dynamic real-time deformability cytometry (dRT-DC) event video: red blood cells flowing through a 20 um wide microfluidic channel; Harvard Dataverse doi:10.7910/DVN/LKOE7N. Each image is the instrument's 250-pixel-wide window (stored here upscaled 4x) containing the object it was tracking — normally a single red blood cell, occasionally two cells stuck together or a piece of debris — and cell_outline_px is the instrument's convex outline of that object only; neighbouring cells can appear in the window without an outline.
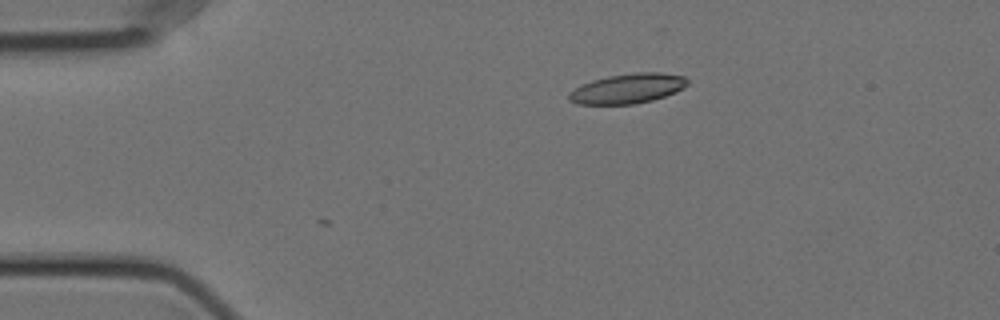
{"species": "Egyptian fruit bat (a non-hibernating species)", "species_latin": "Rousettus aegyptiacus", "temperature_condition": "cold", "stored_images_in_passage": 2, "camera_frame_rate_fps": 3000, "um_per_image_px": 0.085, "animal": {"sex": "female"}, "frame": {"image": 1, "passage_image": 2, "time_ms": 0.333, "image_size_px": [1000, 320], "cell_outline_px": [[688, 84], [684, 88], [676, 92], [652, 100], [636, 104], [576, 104], [568, 100], [568, 92], [592, 80], [608, 76], [636, 72], [660, 72], [684, 76], [688, 80]], "centroid_in_image_um": [53.36, 7.52], "position_along_channel_um": 31.6, "area_um2": 20.63}}